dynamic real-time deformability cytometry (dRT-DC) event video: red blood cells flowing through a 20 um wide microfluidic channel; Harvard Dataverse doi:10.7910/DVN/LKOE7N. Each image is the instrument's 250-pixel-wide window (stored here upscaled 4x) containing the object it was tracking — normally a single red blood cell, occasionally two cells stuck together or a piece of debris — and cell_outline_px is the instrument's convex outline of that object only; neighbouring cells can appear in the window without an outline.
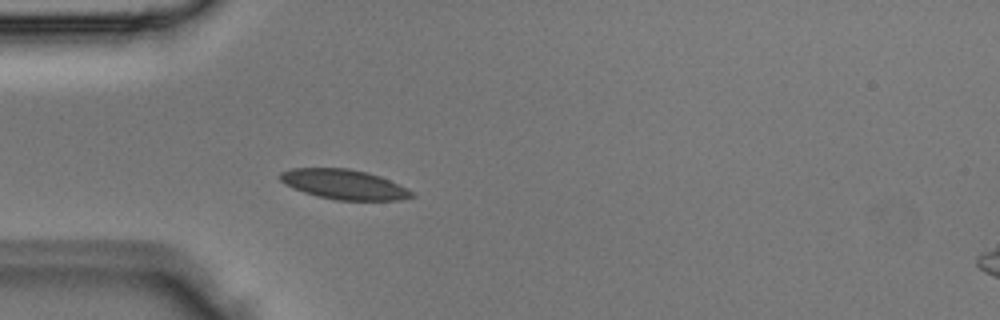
{"species": "Egyptian fruit bat (a non-hibernating species)", "species_latin": "Rousettus aegyptiacus", "temperature_condition": "room temperature", "stored_images_in_passage": 3, "segment_of_instrument_passage": [1, 2], "camera_frame_rate_fps": 3000, "um_per_image_px": 0.085, "animal": {"sex": "male"}, "frame": {"image": 1, "passage_image": 2, "time_ms": 0.333, "image_size_px": [1000, 320], "cell_outline_px": [[416, 196], [400, 200], [336, 200], [316, 196], [292, 188], [280, 180], [280, 172], [292, 168], [348, 168], [368, 172], [380, 176], [408, 188]], "centroid_in_image_um": [29.25, 15.67], "position_along_channel_um": 55.7, "area_um2": 22.95}}